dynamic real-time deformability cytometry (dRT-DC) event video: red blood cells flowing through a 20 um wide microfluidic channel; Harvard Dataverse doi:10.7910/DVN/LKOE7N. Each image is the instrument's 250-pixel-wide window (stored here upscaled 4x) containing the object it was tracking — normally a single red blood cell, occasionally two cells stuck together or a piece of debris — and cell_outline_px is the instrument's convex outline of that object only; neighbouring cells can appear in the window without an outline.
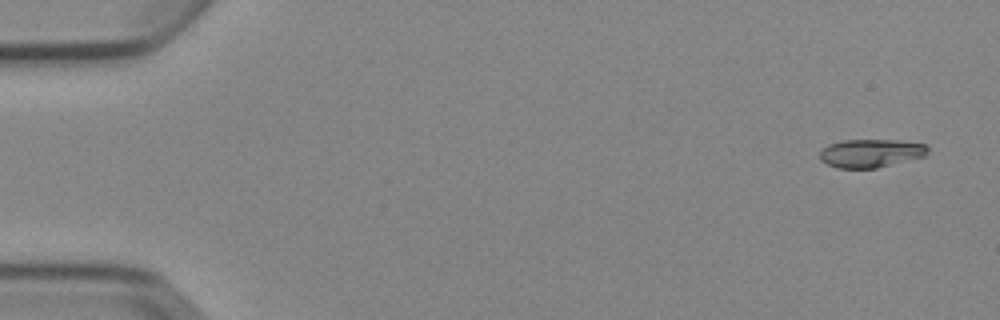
{"species": "Egyptian fruit bat (a non-hibernating species)", "species_latin": "Rousettus aegyptiacus", "temperature_condition": "cold", "stored_images_in_passage": 8, "camera_frame_rate_fps": 3000, "um_per_image_px": 0.085, "animal": {"sex": "female"}, "frame": {"image": 1, "passage_image": 1, "time_ms": 0.0, "image_size_px": [1000, 320], "cell_outline_px": [[928, 152], [924, 156], [876, 168], [836, 168], [820, 160], [820, 148], [828, 144], [844, 140], [900, 140], [928, 144]], "centroid_in_image_um": [74.0, 13.01], "position_along_channel_um": 11.0, "area_um2": 17.92}}
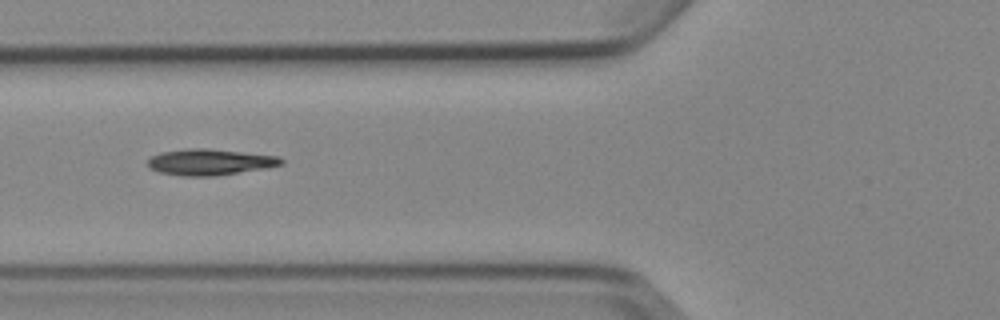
{"frame": {"image": 2, "passage_image": 6, "time_ms": 6.0, "image_size_px": [1000, 320], "cell_outline_px": [[284, 164], [268, 168], [216, 176], [180, 176], [160, 172], [148, 168], [148, 160], [152, 156], [160, 152], [188, 148], [208, 148], [280, 156], [284, 160]], "centroid_in_image_um": [17.87, 13.77], "position_along_channel_um": 107.9, "area_um2": 20.63}}
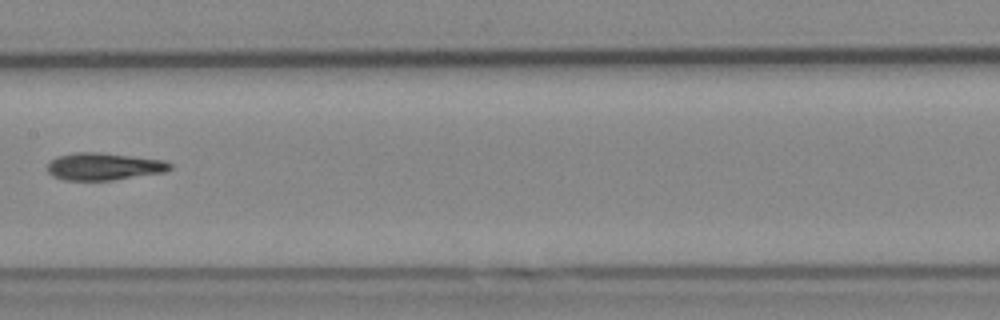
{"frame": {"image": 3, "passage_image": 8, "time_ms": 8.333, "image_size_px": [1000, 320], "cell_outline_px": [[172, 168], [164, 172], [112, 180], [64, 180], [52, 176], [48, 172], [48, 164], [56, 156], [76, 152], [96, 152], [132, 156], [164, 160], [172, 164]], "centroid_in_image_um": [8.82, 14.15], "position_along_channel_um": 198.6, "area_um2": 19.42}}